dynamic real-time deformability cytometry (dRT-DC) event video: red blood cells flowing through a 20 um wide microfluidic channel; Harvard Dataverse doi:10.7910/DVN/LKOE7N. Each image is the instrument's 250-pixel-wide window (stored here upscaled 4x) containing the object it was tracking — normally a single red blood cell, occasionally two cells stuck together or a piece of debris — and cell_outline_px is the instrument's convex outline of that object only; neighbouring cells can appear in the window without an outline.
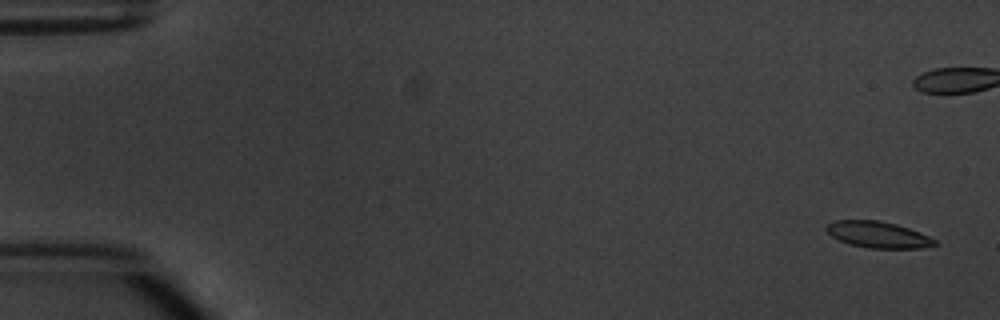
{"species": "common noctule bat (a hibernating species)", "species_latin": "Nyctalus noctula", "temperature_condition": "warm", "stored_images_in_passage": 7, "camera_frame_rate_fps": 3000, "um_per_image_px": 0.085, "animal": {"sex": "male", "body_mass_g": 20.1, "forearm_length_mm": 53.5}, "frame": {"image": 1, "passage_image": 1, "time_ms": 0.0, "image_size_px": [1000, 320], "cell_outline_px": [[940, 244], [920, 248], [868, 248], [852, 244], [840, 240], [832, 236], [824, 228], [828, 224], [836, 220], [880, 220], [896, 224], [908, 228], [928, 236], [936, 240]], "centroid_in_image_um": [74.65, 19.94], "position_along_channel_um": 10.4, "area_um2": 16.47}}